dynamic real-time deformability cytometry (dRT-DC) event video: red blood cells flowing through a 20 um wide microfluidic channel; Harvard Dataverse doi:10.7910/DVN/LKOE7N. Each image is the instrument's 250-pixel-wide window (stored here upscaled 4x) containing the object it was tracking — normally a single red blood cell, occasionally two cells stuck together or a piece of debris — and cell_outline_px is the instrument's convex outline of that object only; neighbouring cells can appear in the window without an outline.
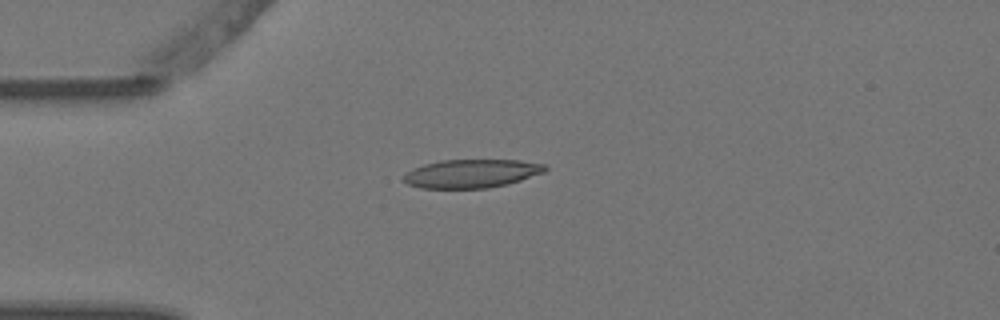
{"species": "Egyptian fruit bat (a non-hibernating species)", "species_latin": "Rousettus aegyptiacus", "temperature_condition": "warm", "stored_images_in_passage": 6, "camera_frame_rate_fps": 3000, "um_per_image_px": 0.085, "animal": {"sex": "female"}, "frame": {"image": 1, "passage_image": 1, "time_ms": 0.0, "image_size_px": [1000, 320], "cell_outline_px": [[548, 168], [544, 172], [508, 184], [488, 188], [420, 188], [408, 184], [400, 180], [412, 168], [424, 164], [440, 160], [520, 160], [544, 164]], "centroid_in_image_um": [40.05, 14.75], "position_along_channel_um": 44.9, "area_um2": 23.52}}
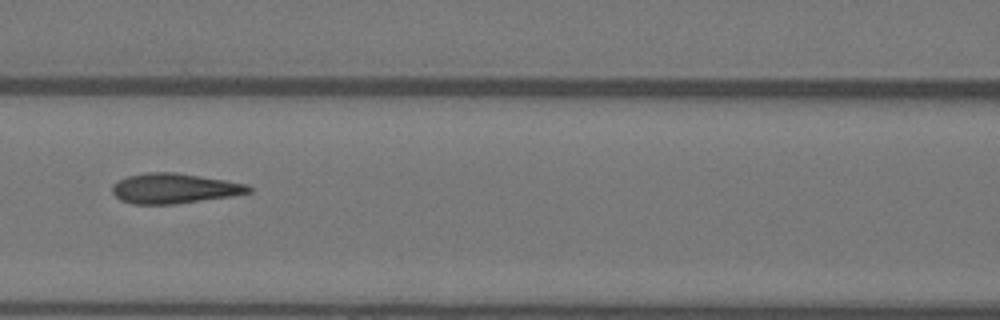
{"frame": {"image": 2, "passage_image": 4, "time_ms": 1.0, "image_size_px": [1000, 320], "cell_outline_px": [[252, 192], [232, 196], [176, 204], [132, 204], [120, 200], [112, 192], [112, 184], [116, 180], [128, 176], [144, 172], [176, 172], [248, 184], [252, 188]], "centroid_in_image_um": [14.79, 16.01], "position_along_channel_um": 151.8, "area_um2": 24.1}}
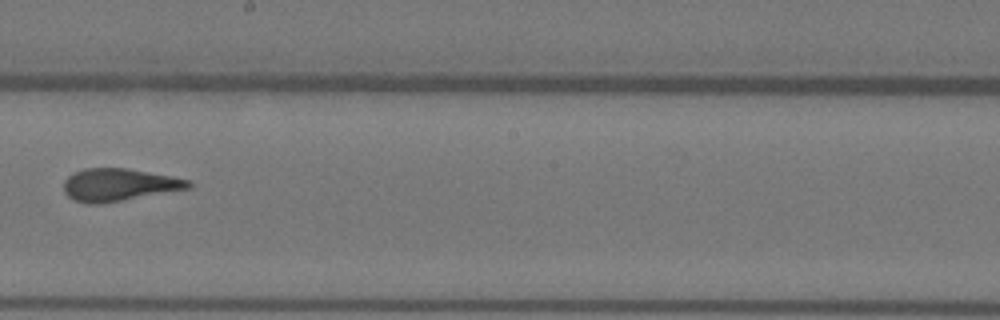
{"frame": {"image": 3, "passage_image": 6, "time_ms": 1.667, "image_size_px": [1000, 320], "cell_outline_px": [[192, 188], [100, 204], [84, 204], [72, 200], [64, 192], [64, 180], [68, 176], [84, 168], [128, 168], [172, 176], [188, 180], [192, 184]], "centroid_in_image_um": [10.09, 15.71], "position_along_channel_um": 238.1, "area_um2": 23.76}}